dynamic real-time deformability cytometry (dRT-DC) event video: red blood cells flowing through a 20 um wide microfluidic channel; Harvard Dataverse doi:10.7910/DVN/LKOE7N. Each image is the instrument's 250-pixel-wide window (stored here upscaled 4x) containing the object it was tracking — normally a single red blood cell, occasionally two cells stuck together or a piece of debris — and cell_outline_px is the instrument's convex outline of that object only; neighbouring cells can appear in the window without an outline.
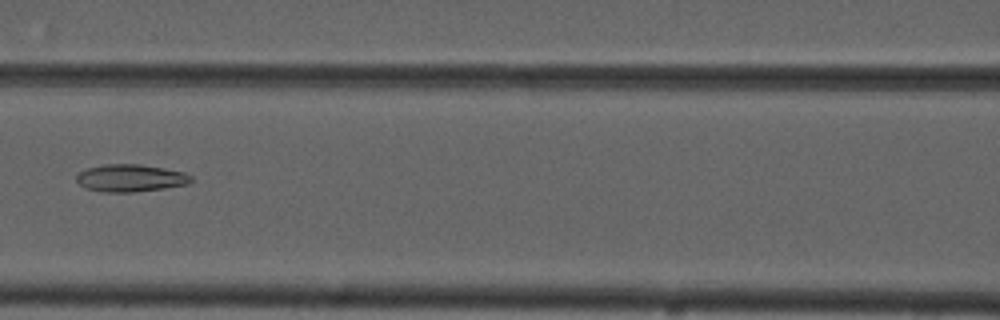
{"species": "common noctule bat (a hibernating species)", "species_latin": "Nyctalus noctula", "temperature_condition": "cold", "stored_images_in_passage": 7, "camera_frame_rate_fps": 3000, "um_per_image_px": 0.085, "animal": {"sex": "male", "forearm_length_mm": 52.5}, "frame": {"image": 1, "passage_image": 7, "time_ms": 7.333, "image_size_px": [1000, 320], "cell_outline_px": [[192, 180], [188, 184], [164, 188], [132, 192], [104, 192], [84, 188], [76, 180], [76, 176], [80, 172], [88, 168], [104, 164], [140, 164], [164, 168], [184, 172], [192, 176]], "centroid_in_image_um": [11.09, 15.13], "position_along_channel_um": 155.5, "area_um2": 18.26}}